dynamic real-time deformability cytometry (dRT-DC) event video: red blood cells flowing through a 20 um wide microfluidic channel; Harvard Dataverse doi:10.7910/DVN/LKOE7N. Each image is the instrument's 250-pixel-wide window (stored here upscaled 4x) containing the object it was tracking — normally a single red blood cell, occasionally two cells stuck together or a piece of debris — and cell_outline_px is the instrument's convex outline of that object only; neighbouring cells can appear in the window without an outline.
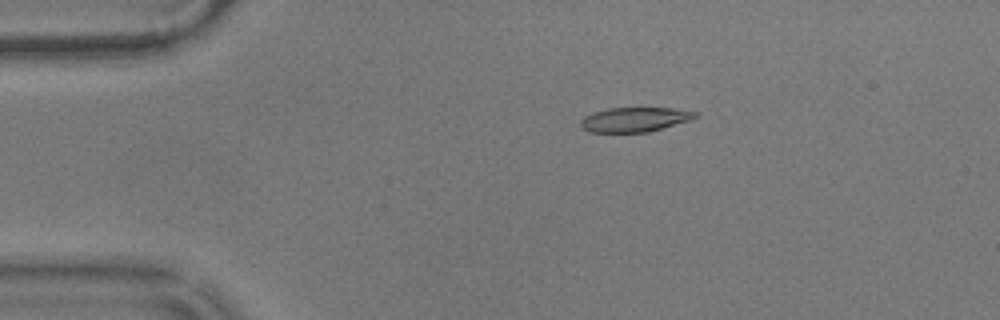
{"species": "common noctule bat (a hibernating species)", "species_latin": "Nyctalus noctula", "temperature_condition": "warm", "stored_images_in_passage": 57, "camera_frame_rate_fps": 3000, "um_per_image_px": 0.085, "animal": {"sex": "male", "body_mass_g": 17.9}, "frame": {"image": 1, "passage_image": 11, "time_ms": 3.333, "image_size_px": [1000, 320], "cell_outline_px": [[700, 116], [692, 120], [648, 132], [588, 132], [580, 124], [580, 120], [584, 116], [592, 112], [608, 108], [672, 108], [700, 112]], "centroid_in_image_um": [53.99, 10.15], "position_along_channel_um": 31.0, "area_um2": 16.59}}
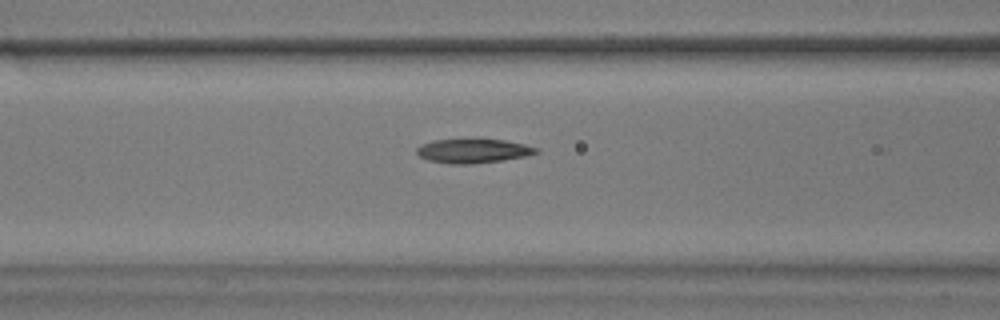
{"frame": {"image": 2, "passage_image": 23, "time_ms": 7.333, "image_size_px": [1000, 320], "cell_outline_px": [[540, 152], [524, 156], [500, 160], [468, 164], [448, 164], [428, 160], [420, 156], [416, 152], [416, 148], [420, 144], [432, 140], [480, 136], [504, 140], [524, 144], [540, 148]], "centroid_in_image_um": [40.19, 12.77], "position_along_channel_um": 126.4, "area_um2": 17.63}}
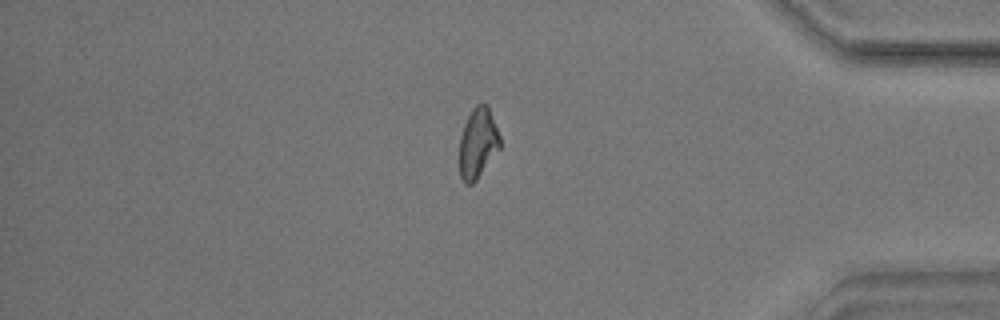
{"frame": {"image": 3, "passage_image": 48, "time_ms": 15.667, "image_size_px": [1000, 320], "cell_outline_px": [[500, 148], [476, 180], [472, 184], [464, 184], [460, 176], [460, 136], [464, 124], [472, 108], [476, 104], [488, 104], [500, 136]], "centroid_in_image_um": [40.62, 12.15], "position_along_channel_um": 394.6, "area_um2": 16.59}, "authors_computed_cell_mechanics": {"area_um2": 16.9354, "velocity_mm_per_s": 3.5636, "shape_relaxation_time_tau1_ms": null, "shape_relaxation_time_tau2_ms": 8.7198, "deformation_change_tau1": null, "deformation_change_tau2": 0.1494}}